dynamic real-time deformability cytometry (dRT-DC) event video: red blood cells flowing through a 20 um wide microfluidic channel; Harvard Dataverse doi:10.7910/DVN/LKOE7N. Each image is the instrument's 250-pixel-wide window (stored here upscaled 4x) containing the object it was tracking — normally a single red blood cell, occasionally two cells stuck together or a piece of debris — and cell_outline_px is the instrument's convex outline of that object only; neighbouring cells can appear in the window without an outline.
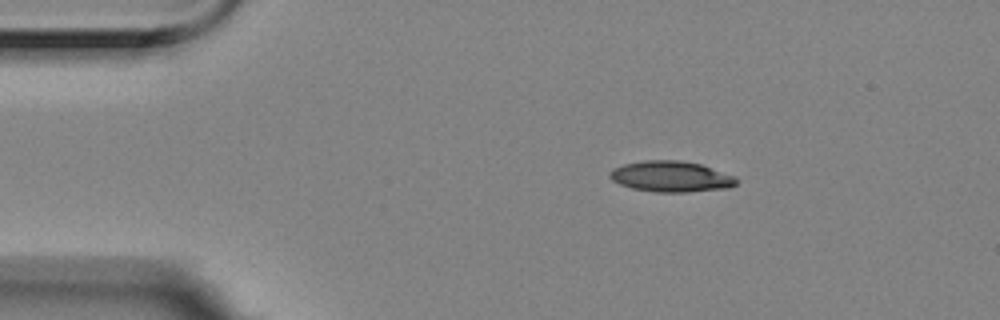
{"species": "Egyptian fruit bat (a non-hibernating species)", "species_latin": "Rousettus aegyptiacus", "temperature_condition": "room temperature", "stored_images_in_passage": 8, "camera_frame_rate_fps": 3000, "um_per_image_px": 0.085, "animal": {"sex": "female"}, "frame": {"image": 1, "passage_image": 1, "time_ms": 0.0, "image_size_px": [1000, 320], "cell_outline_px": [[740, 180], [736, 184], [728, 188], [688, 192], [656, 192], [632, 188], [620, 184], [612, 180], [608, 176], [612, 168], [624, 164], [644, 160], [680, 160], [700, 164], [736, 176]], "centroid_in_image_um": [57.05, 15.0], "position_along_channel_um": 27.9, "area_um2": 22.89}}